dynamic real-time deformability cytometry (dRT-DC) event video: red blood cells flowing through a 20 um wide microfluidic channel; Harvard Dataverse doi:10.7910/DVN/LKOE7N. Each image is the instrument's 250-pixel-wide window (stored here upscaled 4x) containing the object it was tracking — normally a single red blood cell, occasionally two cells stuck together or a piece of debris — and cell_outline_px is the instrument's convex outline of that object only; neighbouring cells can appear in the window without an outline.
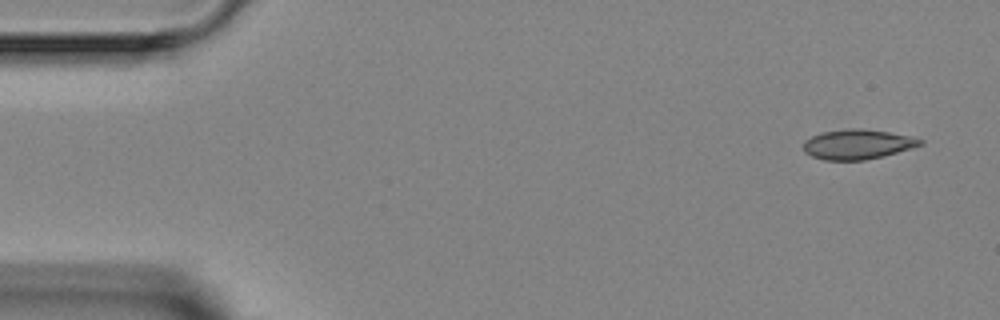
{"species": "Egyptian fruit bat (a non-hibernating species)", "species_latin": "Rousettus aegyptiacus", "temperature_condition": "room temperature", "stored_images_in_passage": 5, "camera_frame_rate_fps": 3000, "um_per_image_px": 0.085, "animal": {"sex": "female"}, "frame": {"image": 1, "passage_image": 1, "time_ms": 0.0, "image_size_px": [1000, 320], "cell_outline_px": [[924, 144], [912, 148], [884, 156], [864, 160], [824, 160], [812, 156], [804, 152], [804, 140], [812, 136], [824, 132], [848, 128], [864, 128], [912, 136], [924, 140]], "centroid_in_image_um": [72.92, 12.26], "position_along_channel_um": 12.1, "area_um2": 20.4}}
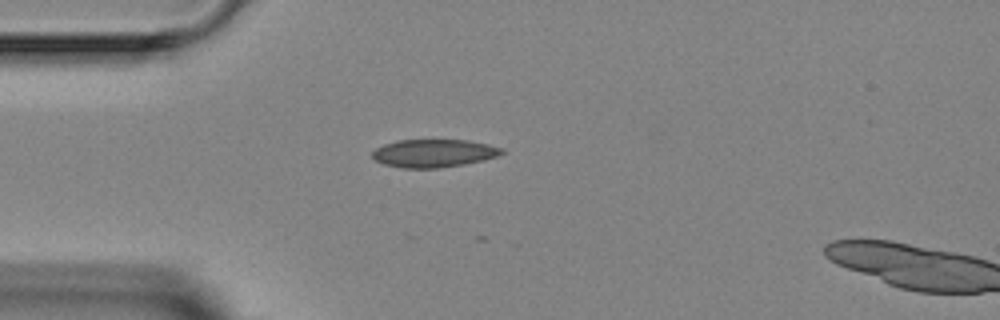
{"frame": {"image": 2, "passage_image": 4, "time_ms": 3.333, "image_size_px": [1000, 320], "cell_outline_px": [[504, 152], [496, 156], [484, 160], [464, 164], [440, 168], [400, 168], [384, 164], [376, 160], [372, 156], [372, 152], [376, 148], [384, 144], [396, 140], [468, 140], [488, 144], [504, 148]], "centroid_in_image_um": [36.87, 13.02], "position_along_channel_um": 48.1, "area_um2": 21.15}}